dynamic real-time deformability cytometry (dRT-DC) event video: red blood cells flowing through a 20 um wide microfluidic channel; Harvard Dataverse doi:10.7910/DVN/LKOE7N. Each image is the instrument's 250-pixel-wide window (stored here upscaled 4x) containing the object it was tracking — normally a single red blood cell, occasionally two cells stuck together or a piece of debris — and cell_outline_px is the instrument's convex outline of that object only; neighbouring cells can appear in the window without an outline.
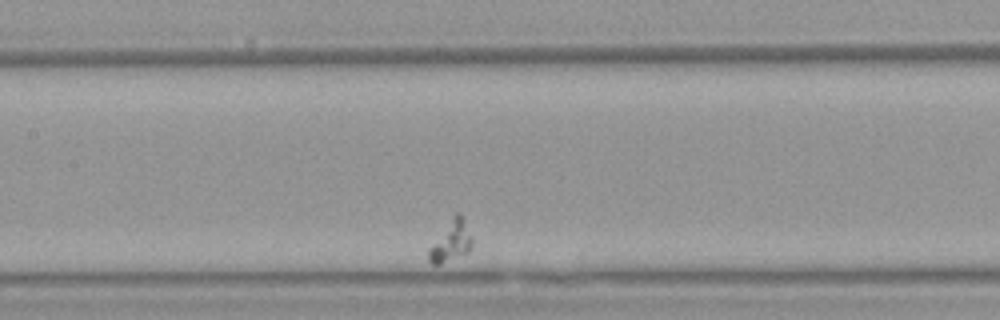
{"species": "Egyptian fruit bat (a non-hibernating species)", "species_latin": "Rousettus aegyptiacus", "temperature_condition": "warm", "stored_images_in_passage": 37, "segment_of_instrument_passage": [2, 2], "camera_frame_rate_fps": 3000, "um_per_image_px": 0.085, "animal": {"sex": "female"}, "frame": {"image": 1, "passage_image": 16, "time_ms": 5.0, "image_size_px": [1000, 320], "cell_outline_px": [[472, 244], [468, 252], [440, 264], [432, 264], [428, 260], [428, 248], [452, 216], [456, 212], [460, 212], [472, 236]], "centroid_in_image_um": [38.32, 20.49], "position_along_channel_um": 169.1, "area_um2": 10.23}}